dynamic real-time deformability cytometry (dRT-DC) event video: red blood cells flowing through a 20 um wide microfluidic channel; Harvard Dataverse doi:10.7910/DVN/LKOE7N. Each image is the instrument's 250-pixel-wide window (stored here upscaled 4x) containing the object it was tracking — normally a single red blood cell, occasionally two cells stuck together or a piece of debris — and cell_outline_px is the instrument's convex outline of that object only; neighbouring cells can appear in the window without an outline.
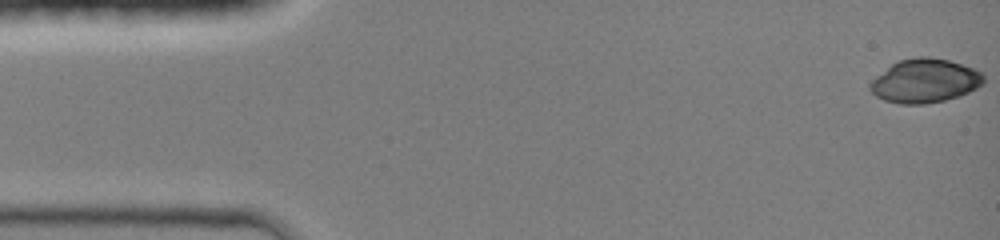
{"species": "common noctule bat (a hibernating species)", "species_latin": "Nyctalus noctula", "temperature_condition": "room temperature", "stored_images_in_passage": 45, "camera_frame_rate_fps": 3000, "um_per_image_px": 0.085, "animal": {"sex": "female", "body_mass_g": 19.0, "forearm_length_mm": 51.5}, "frame": {"image": 1, "passage_image": 1, "time_ms": 0.0, "image_size_px": [1000, 240], "cell_outline_px": [[984, 84], [968, 92], [944, 100], [924, 104], [900, 104], [884, 100], [876, 96], [868, 88], [868, 84], [876, 76], [892, 64], [900, 60], [916, 56], [928, 56], [948, 60], [972, 68], [980, 72], [984, 76]], "centroid_in_image_um": [78.58, 6.87], "position_along_channel_um": 6.4, "area_um2": 28.84}}